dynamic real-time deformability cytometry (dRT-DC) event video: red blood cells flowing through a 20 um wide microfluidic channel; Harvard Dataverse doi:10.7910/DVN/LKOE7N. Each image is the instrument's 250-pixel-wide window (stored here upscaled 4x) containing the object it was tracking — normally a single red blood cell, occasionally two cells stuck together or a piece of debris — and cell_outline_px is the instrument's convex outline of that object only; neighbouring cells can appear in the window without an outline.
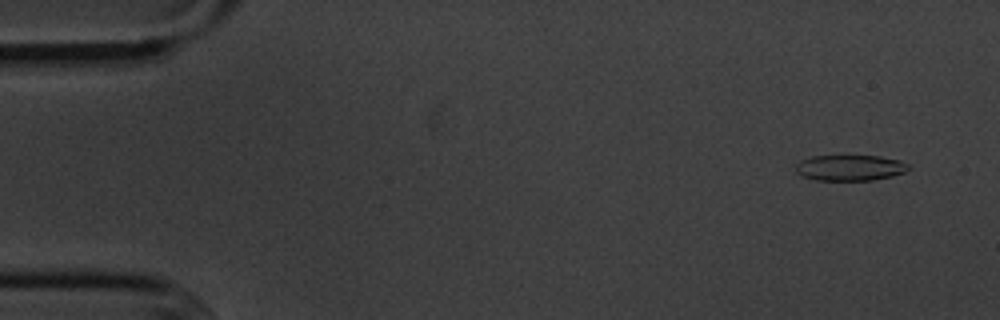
{"species": "common noctule bat (a hibernating species)", "species_latin": "Nyctalus noctula", "temperature_condition": "cold", "stored_images_in_passage": 5, "camera_frame_rate_fps": 3000, "um_per_image_px": 0.085, "animal": {"sex": "male", "body_mass_g": 20.1, "forearm_length_mm": 53.5}, "frame": {"image": 1, "passage_image": 1, "time_ms": 0.0, "image_size_px": [1000, 320], "cell_outline_px": [[912, 168], [904, 172], [892, 176], [872, 180], [816, 180], [800, 176], [796, 172], [796, 164], [800, 160], [812, 156], [880, 156], [900, 160], [908, 164]], "centroid_in_image_um": [72.24, 14.26], "position_along_channel_um": 12.8, "area_um2": 17.05}}
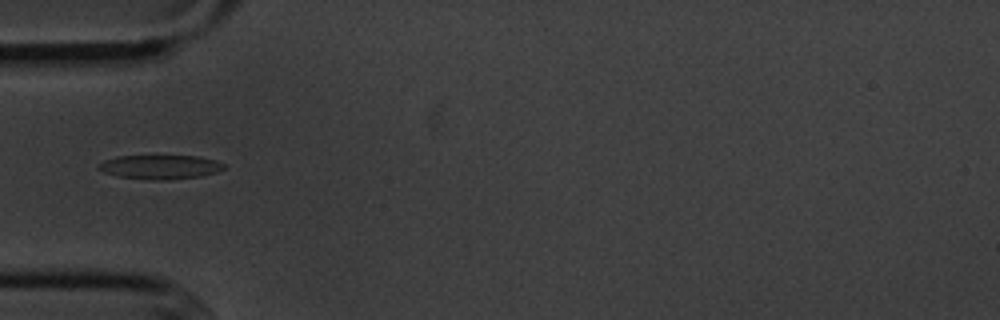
{"frame": {"image": 2, "passage_image": 5, "time_ms": 4.667, "image_size_px": [1000, 320], "cell_outline_px": [[224, 168], [216, 172], [200, 176], [168, 180], [148, 180], [120, 176], [104, 172], [96, 168], [104, 160], [116, 156], [196, 156], [216, 160], [224, 164]], "centroid_in_image_um": [13.6, 14.19], "position_along_channel_um": 71.4, "area_um2": 17.51}}